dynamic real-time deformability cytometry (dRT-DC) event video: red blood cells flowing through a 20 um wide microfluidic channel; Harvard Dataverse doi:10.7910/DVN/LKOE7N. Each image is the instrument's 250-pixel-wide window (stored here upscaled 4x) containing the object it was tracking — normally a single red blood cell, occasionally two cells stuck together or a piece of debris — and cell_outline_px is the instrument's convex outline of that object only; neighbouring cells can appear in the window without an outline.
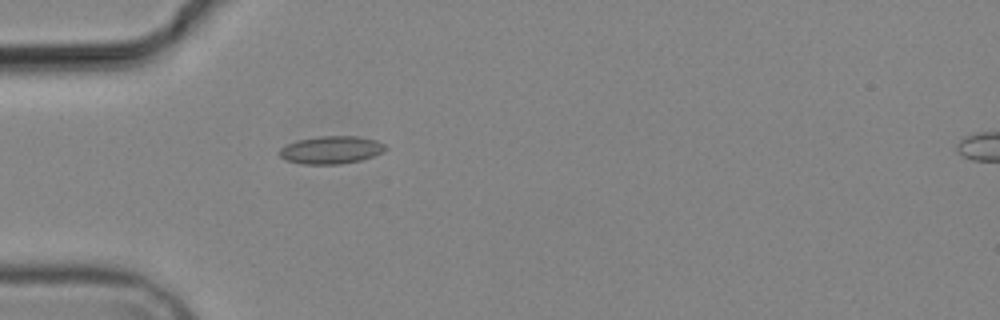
{"species": "common noctule bat (a hibernating species)", "species_latin": "Nyctalus noctula", "temperature_condition": "cold", "stored_images_in_passage": 3, "camera_frame_rate_fps": 3000, "um_per_image_px": 0.085, "animal": {"sex": "male", "body_mass_g": 19.2, "forearm_length_mm": 51.8}, "frame": {"image": 1, "passage_image": 3, "time_ms": 3.333, "image_size_px": [1000, 320], "cell_outline_px": [[388, 148], [384, 152], [360, 160], [340, 164], [300, 164], [284, 160], [280, 156], [280, 148], [296, 140], [320, 136], [356, 136], [376, 140], [384, 144]], "centroid_in_image_um": [28.14, 12.74], "position_along_channel_um": 56.9, "area_um2": 17.17}}